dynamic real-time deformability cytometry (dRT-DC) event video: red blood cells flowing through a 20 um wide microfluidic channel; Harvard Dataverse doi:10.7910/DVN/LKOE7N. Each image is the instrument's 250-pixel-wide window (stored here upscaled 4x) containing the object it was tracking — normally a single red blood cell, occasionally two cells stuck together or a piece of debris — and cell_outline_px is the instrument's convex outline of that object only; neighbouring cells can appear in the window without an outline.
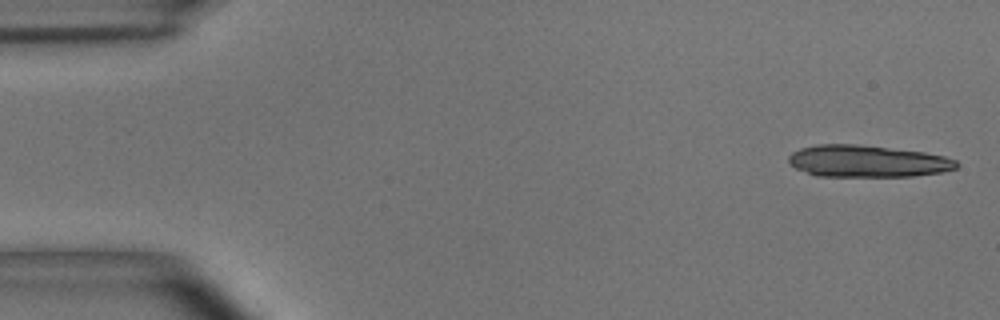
{"species": "common noctule bat (a hibernating species)", "species_latin": "Nyctalus noctula", "temperature_condition": "room temperature", "stored_images_in_passage": 14, "camera_frame_rate_fps": 3000, "um_per_image_px": 0.085, "animal": {"sex": "male", "body_mass_g": 15.6}, "frame": {"image": 1, "passage_image": 1, "time_ms": 0.0, "image_size_px": [1000, 320], "cell_outline_px": [[960, 164], [956, 168], [944, 172], [912, 176], [816, 176], [796, 168], [788, 160], [788, 156], [792, 152], [800, 148], [816, 144], [856, 144], [924, 152], [944, 156], [956, 160]], "centroid_in_image_um": [73.74, 13.7], "position_along_channel_um": 11.3, "area_um2": 31.21}}